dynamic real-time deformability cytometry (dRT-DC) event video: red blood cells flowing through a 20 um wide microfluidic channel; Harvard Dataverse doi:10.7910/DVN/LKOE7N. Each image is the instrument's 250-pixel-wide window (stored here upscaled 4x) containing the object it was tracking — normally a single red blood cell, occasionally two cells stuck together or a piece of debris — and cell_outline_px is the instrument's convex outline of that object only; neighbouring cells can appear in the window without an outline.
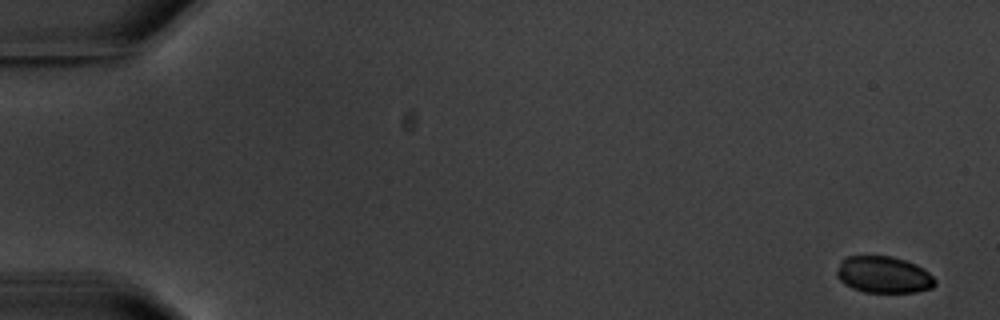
{"species": "common noctule bat (a hibernating species)", "species_latin": "Nyctalus noctula", "temperature_condition": "warm", "stored_images_in_passage": 3, "camera_frame_rate_fps": 3000, "um_per_image_px": 0.085, "animal": {"sex": "male", "body_mass_g": 20.1, "forearm_length_mm": 53.5}, "frame": {"image": 1, "passage_image": 1, "time_ms": 0.0, "image_size_px": [1000, 320], "cell_outline_px": [[936, 284], [932, 288], [916, 292], [864, 292], [852, 288], [844, 284], [836, 276], [836, 272], [840, 260], [848, 256], [892, 256], [916, 264], [924, 268], [936, 280]], "centroid_in_image_um": [75.1, 23.35], "position_along_channel_um": 9.9, "area_um2": 21.15}}
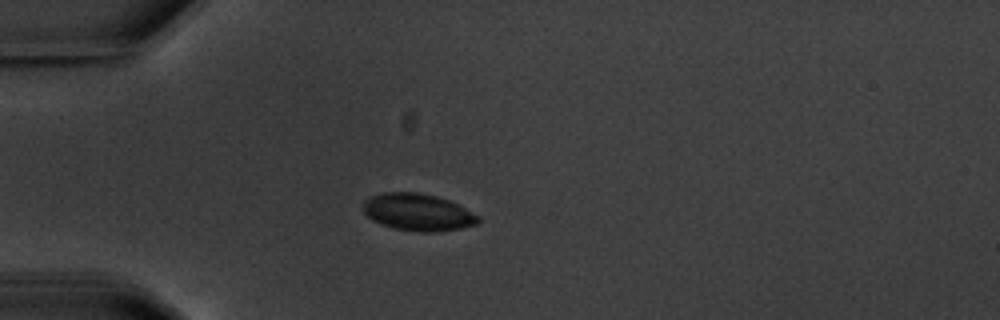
{"frame": {"image": 2, "passage_image": 3, "time_ms": 5.0, "image_size_px": [1000, 320], "cell_outline_px": [[480, 220], [476, 224], [460, 228], [432, 232], [420, 232], [396, 228], [380, 224], [372, 220], [364, 212], [364, 200], [368, 196], [380, 192], [416, 192], [436, 196], [448, 200], [480, 216]], "centroid_in_image_um": [35.48, 18.02], "position_along_channel_um": 49.5, "area_um2": 24.74}}